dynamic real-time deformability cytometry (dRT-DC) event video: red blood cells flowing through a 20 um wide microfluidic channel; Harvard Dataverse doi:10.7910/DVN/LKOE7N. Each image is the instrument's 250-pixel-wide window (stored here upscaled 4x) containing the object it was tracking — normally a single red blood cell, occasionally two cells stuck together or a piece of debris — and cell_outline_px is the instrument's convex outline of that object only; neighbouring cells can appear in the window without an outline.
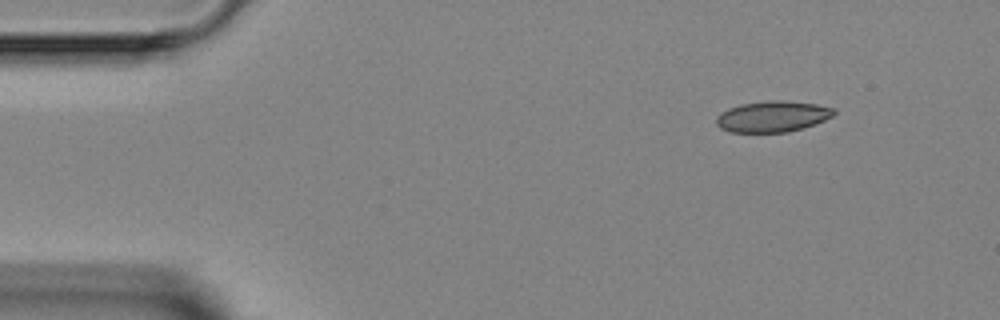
{"species": "Egyptian fruit bat (a non-hibernating species)", "species_latin": "Rousettus aegyptiacus", "temperature_condition": "room temperature", "stored_images_in_passage": 3, "camera_frame_rate_fps": 3000, "um_per_image_px": 0.085, "animal": {"sex": "female"}, "frame": {"image": 1, "passage_image": 1, "time_ms": 0.0, "image_size_px": [1000, 320], "cell_outline_px": [[836, 112], [832, 116], [816, 124], [788, 132], [728, 132], [720, 128], [716, 124], [716, 116], [728, 108], [740, 104], [776, 100], [784, 100], [816, 104], [836, 108]], "centroid_in_image_um": [65.67, 9.9], "position_along_channel_um": 19.3, "area_um2": 21.33}}
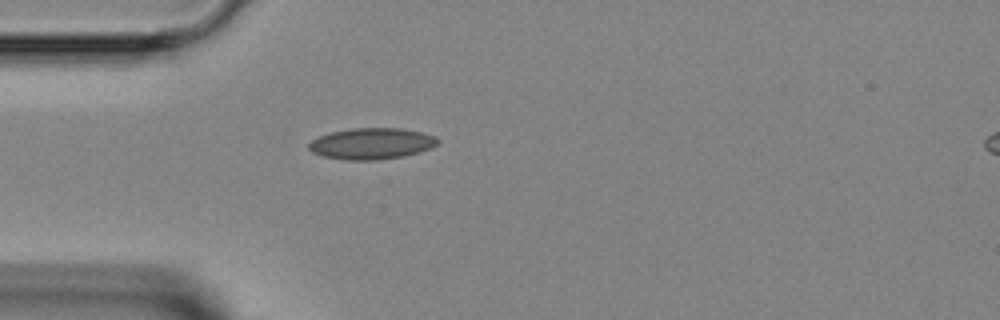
{"frame": {"image": 2, "passage_image": 3, "time_ms": 2.667, "image_size_px": [1000, 320], "cell_outline_px": [[440, 144], [432, 148], [420, 152], [404, 156], [376, 160], [344, 160], [324, 156], [312, 152], [308, 148], [308, 144], [312, 140], [320, 136], [332, 132], [352, 128], [400, 128], [420, 132], [436, 136], [440, 140]], "centroid_in_image_um": [31.63, 12.21], "position_along_channel_um": 53.4, "area_um2": 23.58}}